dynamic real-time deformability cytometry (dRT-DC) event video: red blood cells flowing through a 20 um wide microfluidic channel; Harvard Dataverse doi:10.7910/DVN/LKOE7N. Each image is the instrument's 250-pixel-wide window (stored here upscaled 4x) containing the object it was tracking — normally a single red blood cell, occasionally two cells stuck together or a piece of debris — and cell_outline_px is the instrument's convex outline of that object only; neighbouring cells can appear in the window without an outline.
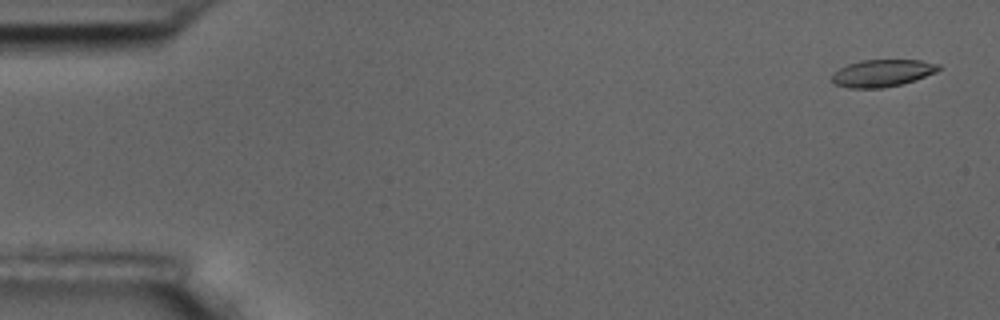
{"species": "common noctule bat (a hibernating species)", "species_latin": "Nyctalus noctula", "temperature_condition": "room temperature", "stored_images_in_passage": 56, "camera_frame_rate_fps": 3000, "um_per_image_px": 0.085, "animal": {"sex": "male", "body_mass_g": 17.5, "forearm_length_mm": 52.3}, "frame": {"image": 1, "passage_image": 2, "time_ms": 0.333, "image_size_px": [1000, 320], "cell_outline_px": [[940, 68], [936, 72], [900, 84], [884, 88], [848, 88], [832, 84], [832, 72], [848, 64], [860, 60], [920, 60], [940, 64]], "centroid_in_image_um": [74.94, 6.21], "position_along_channel_um": 10.1, "area_um2": 16.88}}
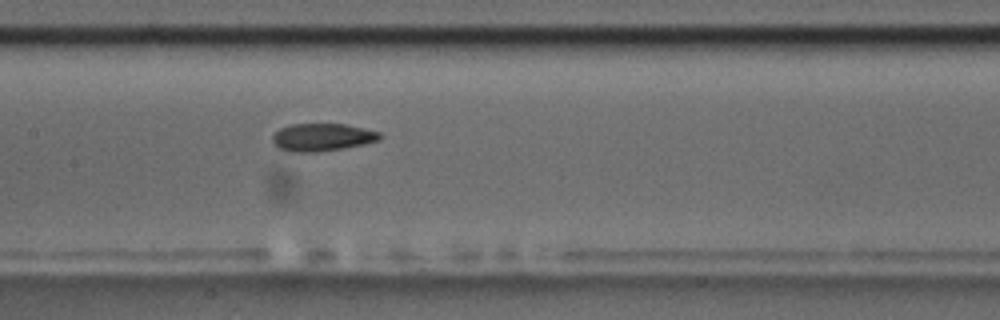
{"frame": {"image": 2, "passage_image": 27, "time_ms": 8.667, "image_size_px": [1000, 320], "cell_outline_px": [[384, 136], [380, 140], [364, 144], [344, 148], [316, 152], [288, 152], [276, 148], [272, 140], [272, 136], [280, 128], [292, 124], [344, 124], [364, 128], [380, 132]], "centroid_in_image_um": [27.39, 11.67], "position_along_channel_um": 180.0, "area_um2": 17.51}}
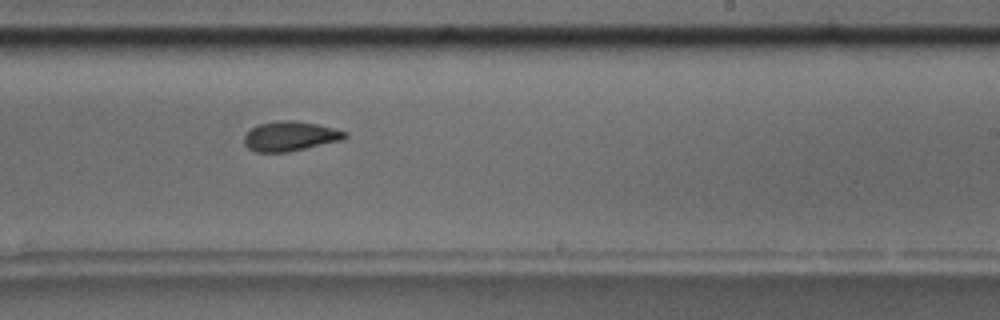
{"frame": {"image": 3, "passage_image": 34, "time_ms": 11.0, "image_size_px": [1000, 320], "cell_outline_px": [[348, 136], [344, 140], [288, 152], [256, 152], [248, 148], [244, 144], [244, 136], [256, 124], [276, 120], [292, 120], [316, 124], [348, 132]], "centroid_in_image_um": [24.66, 11.58], "position_along_channel_um": 264.3, "area_um2": 17.57}, "authors_computed_cell_mechanics": {"area_um2": 17.629, "velocity_mm_per_s": 3.6266, "shape_relaxation_time_tau1_ms": 3.5515, "shape_relaxation_time_tau2_ms": 2.957, "deformation_change_tau1": 0.1252, "deformation_change_tau2": 0.0835}}